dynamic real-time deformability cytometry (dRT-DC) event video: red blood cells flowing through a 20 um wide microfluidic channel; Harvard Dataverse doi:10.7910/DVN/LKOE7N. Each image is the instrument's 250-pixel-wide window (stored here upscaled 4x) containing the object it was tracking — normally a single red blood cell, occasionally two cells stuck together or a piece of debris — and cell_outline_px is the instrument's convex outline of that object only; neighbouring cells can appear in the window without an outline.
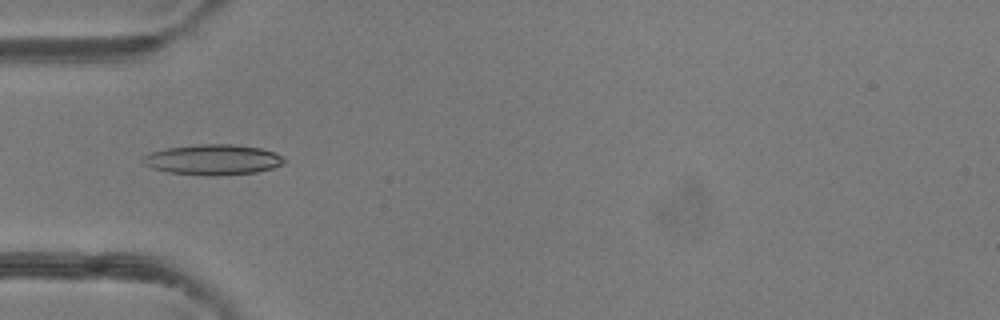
{"species": "common noctule bat (a hibernating species)", "species_latin": "Nyctalus noctula", "temperature_condition": "room temperature", "stored_images_in_passage": 43, "camera_frame_rate_fps": 3000, "um_per_image_px": 0.085, "animal": {"sex": "female"}, "frame": {"image": 1, "passage_image": 9, "time_ms": 2.667, "image_size_px": [1000, 320], "cell_outline_px": [[284, 164], [272, 168], [256, 172], [216, 176], [168, 172], [152, 168], [144, 164], [140, 160], [144, 156], [152, 152], [164, 148], [196, 144], [232, 144], [260, 148], [284, 156]], "centroid_in_image_um": [18.09, 13.56], "position_along_channel_um": 66.9, "area_um2": 25.03}}
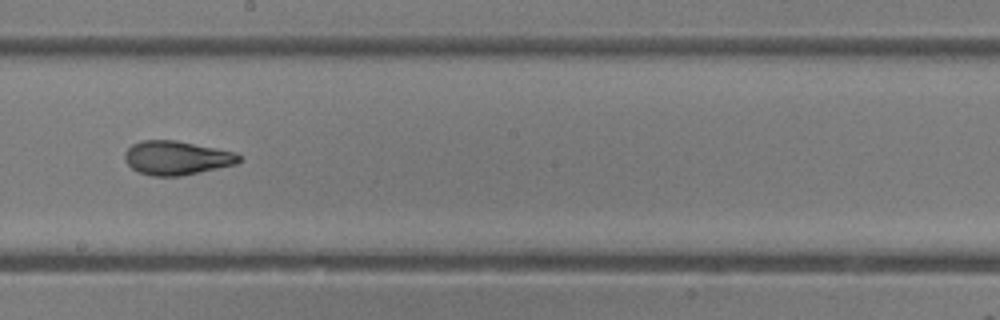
{"frame": {"image": 2, "passage_image": 21, "time_ms": 6.667, "image_size_px": [1000, 320], "cell_outline_px": [[240, 160], [236, 164], [180, 176], [152, 176], [140, 172], [132, 168], [124, 160], [124, 152], [132, 144], [140, 140], [176, 140], [236, 152], [240, 156]], "centroid_in_image_um": [14.99, 13.41], "position_along_channel_um": 233.2, "area_um2": 22.54}}
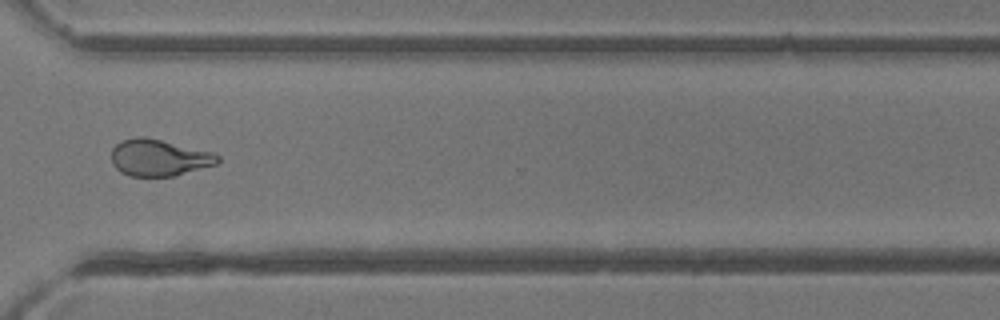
{"frame": {"image": 3, "passage_image": 30, "time_ms": 9.667, "image_size_px": [1000, 320], "cell_outline_px": [[220, 160], [216, 164], [172, 176], [128, 176], [120, 172], [112, 164], [112, 148], [120, 140], [136, 136], [144, 136], [212, 152], [220, 156]], "centroid_in_image_um": [13.47, 13.39], "position_along_channel_um": 357.1, "area_um2": 22.66}, "authors_computed_cell_mechanics": {"area_um2": 23.0044, "velocity_mm_per_s": 4.1549, "shape_relaxation_time_tau1_ms": 7.6698, "shape_relaxation_time_tau2_ms": 1.9606, "deformation_change_tau1": 0.2227, "deformation_change_tau2": 0.0925}}